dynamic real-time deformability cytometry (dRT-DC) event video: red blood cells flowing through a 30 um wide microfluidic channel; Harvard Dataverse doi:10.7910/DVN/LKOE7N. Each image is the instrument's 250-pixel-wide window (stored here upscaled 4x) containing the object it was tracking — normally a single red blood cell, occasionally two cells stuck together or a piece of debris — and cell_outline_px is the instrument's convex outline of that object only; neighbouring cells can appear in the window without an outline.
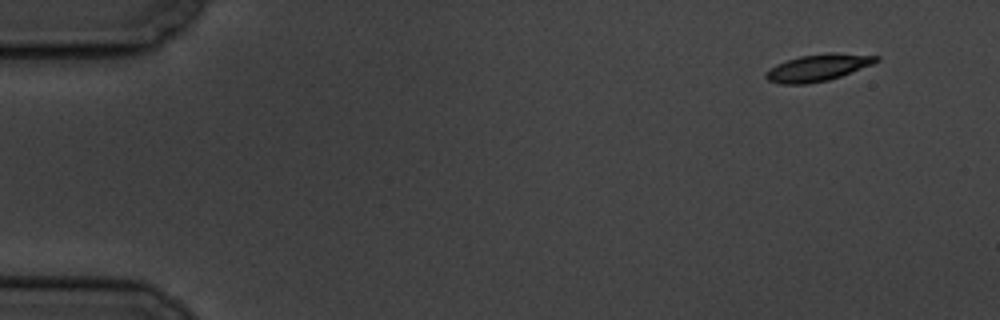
{"species": "common noctule bat (a hibernating species)", "species_latin": "Nyctalus noctula", "temperature_condition": "cold", "stored_images_in_passage": 7, "camera_frame_rate_fps": 3000, "um_per_image_px": 0.085, "animal": {"sex": "male", "body_mass_g": 19.5, "forearm_length_mm": 54.6}, "frame": {"image": 1, "passage_image": 1, "time_ms": 0.0, "image_size_px": [1000, 320], "cell_outline_px": [[880, 60], [872, 64], [840, 76], [828, 80], [808, 84], [780, 84], [768, 80], [764, 76], [764, 72], [776, 64], [800, 56], [828, 52], [832, 52], [880, 56]], "centroid_in_image_um": [69.5, 5.75], "position_along_channel_um": 15.5, "area_um2": 17.28}}
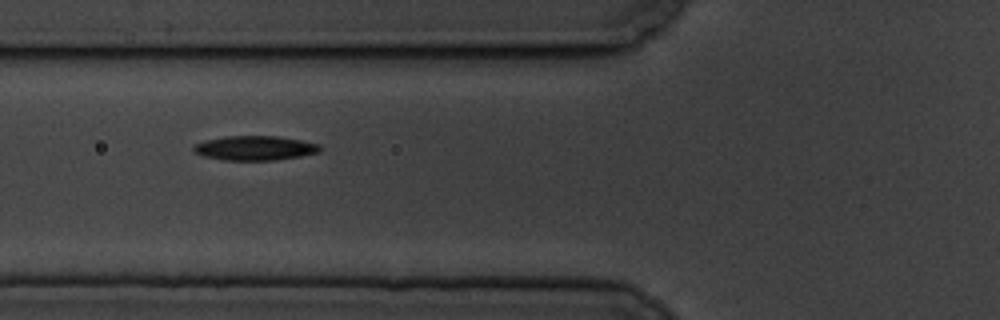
{"frame": {"image": 2, "passage_image": 6, "time_ms": 6.0, "image_size_px": [1000, 320], "cell_outline_px": [[324, 148], [320, 152], [300, 156], [276, 160], [224, 160], [204, 156], [192, 152], [192, 148], [196, 144], [204, 140], [224, 136], [276, 136], [300, 140], [320, 144]], "centroid_in_image_um": [21.67, 12.58], "position_along_channel_um": 104.1, "area_um2": 18.15}}
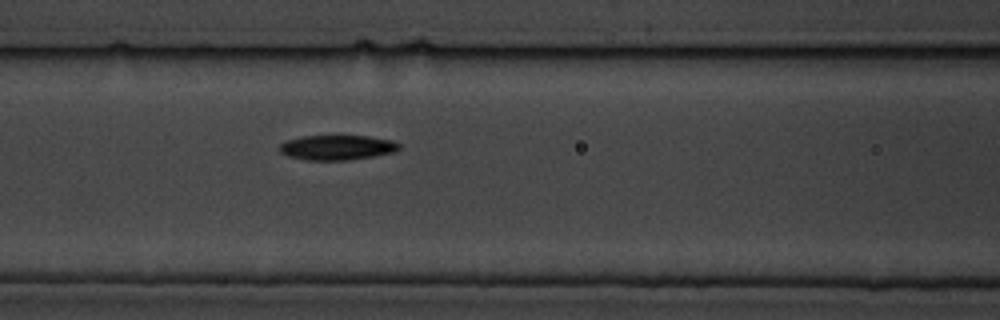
{"frame": {"image": 3, "passage_image": 7, "time_ms": 7.0, "image_size_px": [1000, 320], "cell_outline_px": [[400, 148], [396, 152], [348, 160], [308, 160], [288, 156], [280, 152], [276, 148], [284, 140], [300, 136], [368, 136], [392, 140], [400, 144]], "centroid_in_image_um": [28.61, 12.53], "position_along_channel_um": 138.0, "area_um2": 17.51}}